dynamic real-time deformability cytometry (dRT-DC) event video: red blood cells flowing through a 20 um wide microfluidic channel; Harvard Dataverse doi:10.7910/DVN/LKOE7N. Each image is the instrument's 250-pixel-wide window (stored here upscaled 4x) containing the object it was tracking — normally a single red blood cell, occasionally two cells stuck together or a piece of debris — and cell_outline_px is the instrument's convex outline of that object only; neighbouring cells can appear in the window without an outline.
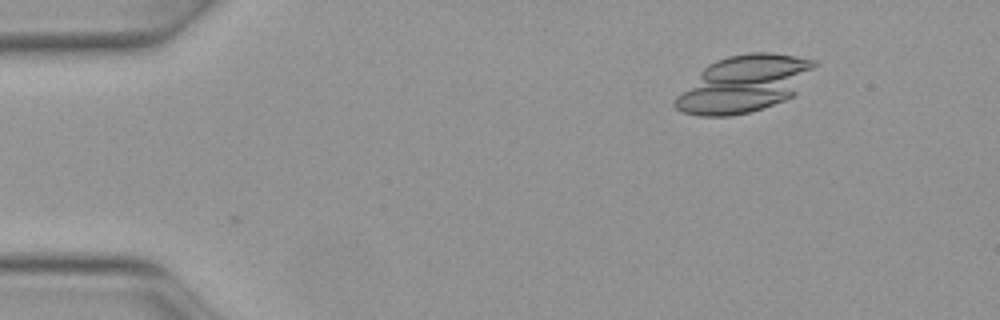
{"species": "Egyptian fruit bat (a non-hibernating species)", "species_latin": "Rousettus aegyptiacus", "temperature_condition": "warm", "stored_images_in_passage": 50, "camera_frame_rate_fps": 3000, "um_per_image_px": 0.085, "animal": {"sex": "female"}, "frame": {"image": 1, "passage_image": 7, "time_ms": 2.0, "image_size_px": [1000, 320], "cell_outline_px": [[804, 68], [792, 96], [760, 108], [744, 112], [688, 112], [680, 108], [676, 100], [712, 64], [720, 60], [736, 56], [788, 56], [804, 60]], "centroid_in_image_um": [63.14, 7.16], "position_along_channel_um": 21.9, "area_um2": 38.73}}